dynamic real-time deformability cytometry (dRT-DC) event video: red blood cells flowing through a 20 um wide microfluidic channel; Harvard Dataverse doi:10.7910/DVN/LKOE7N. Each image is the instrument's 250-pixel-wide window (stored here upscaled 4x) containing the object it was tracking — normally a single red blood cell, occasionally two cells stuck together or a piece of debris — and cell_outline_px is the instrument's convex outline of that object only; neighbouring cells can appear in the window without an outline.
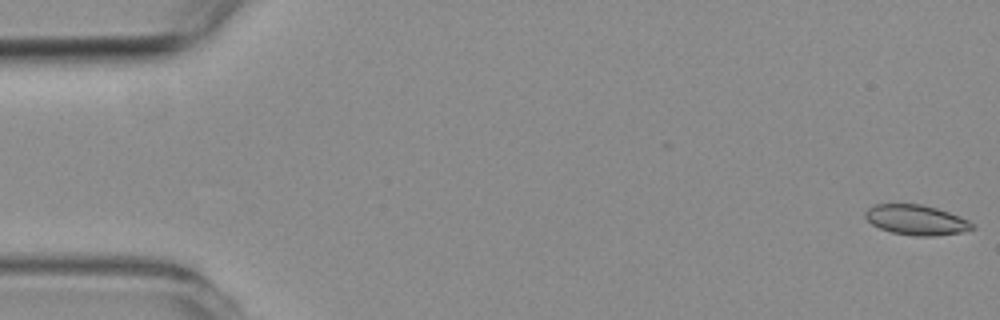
{"species": "common noctule bat (a hibernating species)", "species_latin": "Nyctalus noctula", "temperature_condition": "room temperature", "stored_images_in_passage": 5, "camera_frame_rate_fps": 3000, "um_per_image_px": 0.085, "animal": {"sex": "female", "body_mass_g": 19.3, "forearm_length_mm": 54.1}, "frame": {"image": 1, "passage_image": 1, "time_ms": 0.0, "image_size_px": [1000, 320], "cell_outline_px": [[976, 228], [964, 232], [936, 236], [916, 236], [892, 232], [880, 228], [872, 224], [864, 216], [864, 212], [872, 204], [920, 204], [936, 208], [948, 212], [968, 220], [976, 224]], "centroid_in_image_um": [77.9, 18.7], "position_along_channel_um": 7.1, "area_um2": 18.84}}
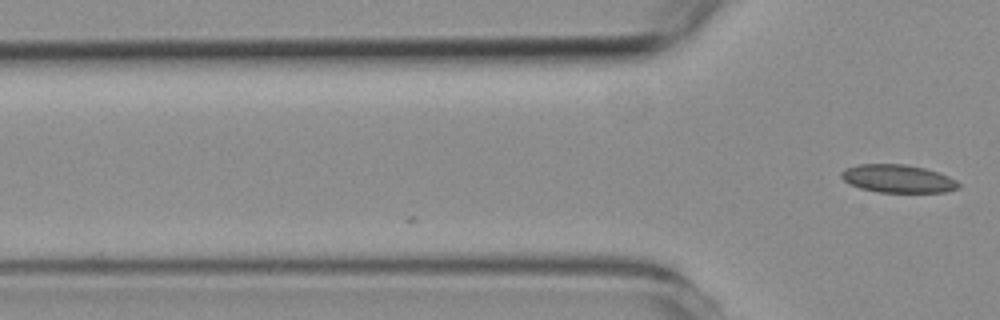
{"frame": {"image": 2, "passage_image": 5, "time_ms": 4.667, "image_size_px": [1000, 320], "cell_outline_px": [[960, 188], [944, 192], [876, 192], [860, 188], [848, 184], [840, 176], [840, 172], [844, 168], [856, 164], [904, 164], [924, 168], [948, 176], [956, 180], [960, 184]], "centroid_in_image_um": [76.27, 15.18], "position_along_channel_um": 49.5, "area_um2": 19.25}}